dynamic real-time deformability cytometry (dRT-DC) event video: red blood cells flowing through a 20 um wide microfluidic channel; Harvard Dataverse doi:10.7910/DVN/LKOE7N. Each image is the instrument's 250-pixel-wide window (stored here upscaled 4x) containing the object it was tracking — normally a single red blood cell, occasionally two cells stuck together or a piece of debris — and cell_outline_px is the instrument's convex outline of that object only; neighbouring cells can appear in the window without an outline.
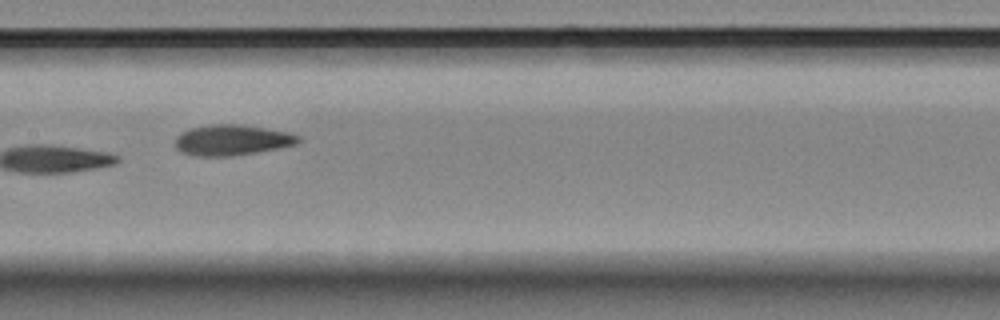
{"species": "Egyptian fruit bat (a non-hibernating species)", "species_latin": "Rousettus aegyptiacus", "temperature_condition": "room temperature", "stored_images_in_passage": 14, "camera_frame_rate_fps": 3000, "um_per_image_px": 0.085, "animal": {"sex": "female"}, "frame": {"image": 1, "passage_image": 7, "time_ms": 2.0, "image_size_px": [1000, 320], "cell_outline_px": [[300, 140], [296, 144], [280, 148], [232, 156], [196, 156], [180, 152], [176, 148], [176, 136], [180, 132], [188, 128], [212, 124], [240, 124], [292, 132], [300, 136]], "centroid_in_image_um": [19.72, 11.89], "position_along_channel_um": 187.7, "area_um2": 22.25}}